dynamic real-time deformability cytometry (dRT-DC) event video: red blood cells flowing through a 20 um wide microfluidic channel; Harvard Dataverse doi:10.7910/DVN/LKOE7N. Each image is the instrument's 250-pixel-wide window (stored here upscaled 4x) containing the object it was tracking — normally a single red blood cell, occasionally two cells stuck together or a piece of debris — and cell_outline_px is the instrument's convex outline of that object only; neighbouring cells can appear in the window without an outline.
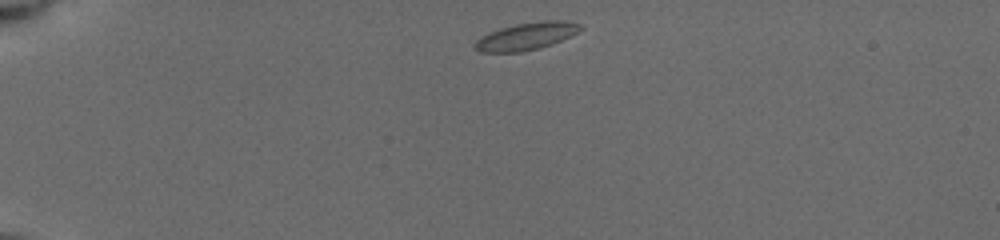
{"species": "common noctule bat (a hibernating species)", "species_latin": "Nyctalus noctula", "temperature_condition": "cold", "stored_images_in_passage": 32, "camera_frame_rate_fps": 3000, "um_per_image_px": 0.085, "animal": {"sex": "female", "body_mass_g": 19.5, "forearm_length_mm": 54.1}, "frame": {"image": 1, "passage_image": 1, "time_ms": 0.0, "image_size_px": [1000, 240], "cell_outline_px": [[584, 28], [552, 44], [540, 48], [520, 52], [480, 52], [472, 44], [480, 36], [488, 32], [500, 28], [516, 24], [544, 20], [564, 20], [580, 24]], "centroid_in_image_um": [44.7, 3.07], "position_along_channel_um": 40.3, "area_um2": 16.82}}
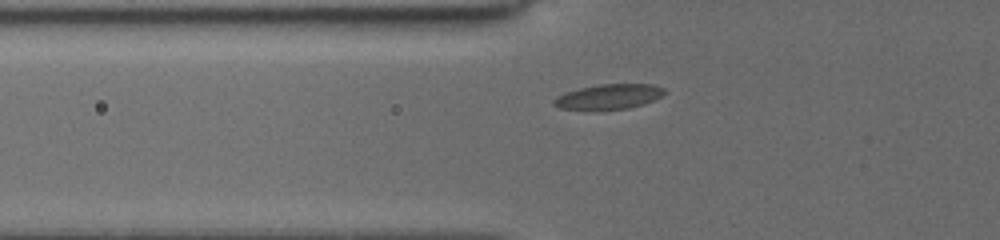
{"frame": {"image": 2, "passage_image": 17, "time_ms": 2.333, "image_size_px": [1000, 240], "cell_outline_px": [[664, 92], [660, 96], [644, 104], [628, 108], [560, 108], [552, 104], [552, 100], [556, 96], [564, 92], [580, 88], [600, 84], [656, 84], [664, 88]], "centroid_in_image_um": [51.74, 8.18], "position_along_channel_um": 74.1, "area_um2": 15.66}}
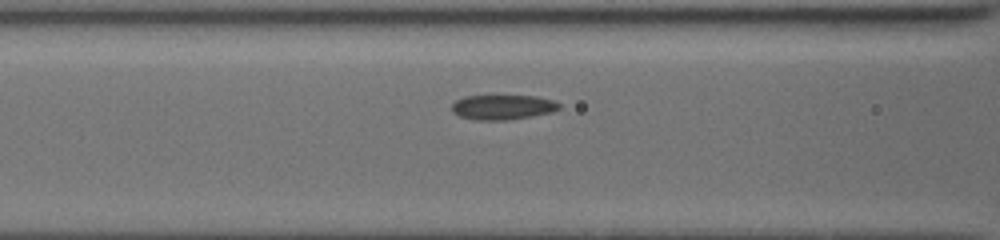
{"frame": {"image": 3, "passage_image": 27, "time_ms": 3.667, "image_size_px": [1000, 240], "cell_outline_px": [[560, 108], [552, 112], [532, 116], [508, 120], [476, 120], [460, 116], [452, 112], [452, 104], [456, 100], [464, 96], [536, 96], [552, 100], [560, 104]], "centroid_in_image_um": [42.72, 9.11], "position_along_channel_um": 123.9, "area_um2": 15.49}}